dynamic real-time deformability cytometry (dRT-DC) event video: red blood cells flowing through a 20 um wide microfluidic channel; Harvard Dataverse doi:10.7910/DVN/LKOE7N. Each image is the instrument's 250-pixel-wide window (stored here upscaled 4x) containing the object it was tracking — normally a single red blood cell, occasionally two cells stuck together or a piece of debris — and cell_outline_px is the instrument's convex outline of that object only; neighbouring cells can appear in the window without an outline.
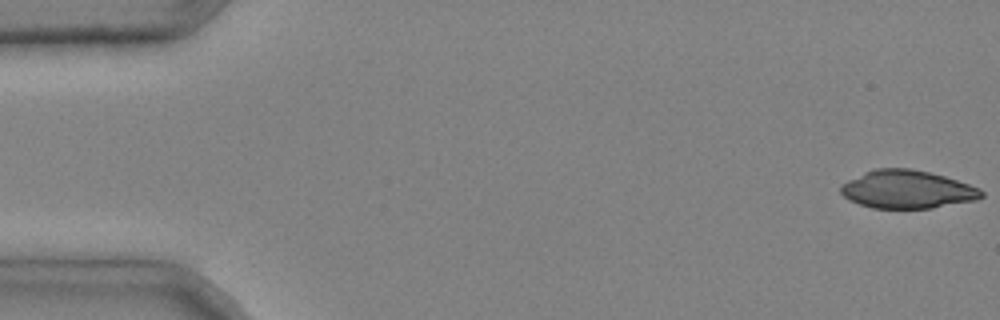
{"species": "common noctule bat (a hibernating species)", "species_latin": "Nyctalus noctula", "temperature_condition": "cold", "stored_images_in_passage": 4, "camera_frame_rate_fps": 3000, "um_per_image_px": 0.085, "animal": {"sex": "male", "body_mass_g": 20.4}, "frame": {"image": 1, "passage_image": 1, "time_ms": 0.0, "image_size_px": [1000, 320], "cell_outline_px": [[984, 196], [976, 200], [932, 208], [872, 208], [848, 200], [840, 192], [840, 188], [848, 180], [864, 172], [876, 168], [912, 168], [944, 176], [980, 188], [984, 192]], "centroid_in_image_um": [77.12, 16.1], "position_along_channel_um": 7.9, "area_um2": 31.15}}